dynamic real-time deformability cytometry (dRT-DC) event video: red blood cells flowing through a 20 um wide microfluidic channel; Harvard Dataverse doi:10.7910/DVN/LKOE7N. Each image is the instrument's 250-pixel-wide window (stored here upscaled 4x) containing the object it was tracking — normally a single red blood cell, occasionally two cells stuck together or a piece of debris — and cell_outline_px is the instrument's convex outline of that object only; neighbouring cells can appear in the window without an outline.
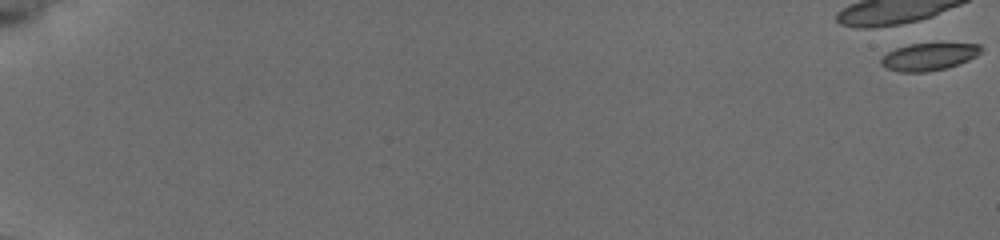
{"species": "common noctule bat (a hibernating species)", "species_latin": "Nyctalus noctula", "temperature_condition": "cold", "stored_images_in_passage": 18, "camera_frame_rate_fps": 3000, "um_per_image_px": 0.085, "animal": {"sex": "female", "body_mass_g": 19.5, "forearm_length_mm": 54.1}, "frame": {"image": 1, "passage_image": 1, "time_ms": 0.0, "image_size_px": [1000, 240], "cell_outline_px": [[984, 48], [976, 56], [968, 60], [944, 68], [924, 72], [900, 72], [884, 68], [880, 64], [880, 60], [888, 52], [896, 48], [908, 44], [980, 44]], "centroid_in_image_um": [78.91, 4.82], "position_along_channel_um": 6.1, "area_um2": 15.72}}